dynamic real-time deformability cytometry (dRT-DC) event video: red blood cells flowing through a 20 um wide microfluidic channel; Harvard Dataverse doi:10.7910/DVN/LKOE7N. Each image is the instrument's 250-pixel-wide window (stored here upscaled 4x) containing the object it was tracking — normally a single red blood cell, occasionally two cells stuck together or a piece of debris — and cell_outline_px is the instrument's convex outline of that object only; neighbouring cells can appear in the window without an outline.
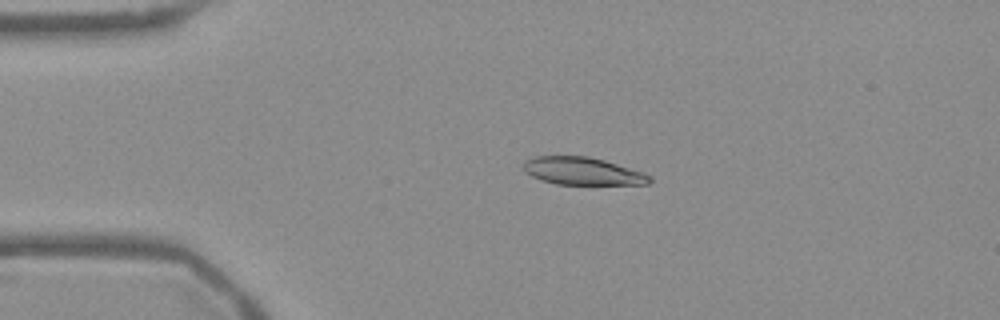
{"species": "Egyptian fruit bat (a non-hibernating species)", "species_latin": "Rousettus aegyptiacus", "temperature_condition": "warm", "stored_images_in_passage": 53, "camera_frame_rate_fps": 3000, "um_per_image_px": 0.085, "frame": {"image": 1, "passage_image": 11, "time_ms": 3.333, "image_size_px": [1000, 320], "cell_outline_px": [[652, 180], [648, 184], [556, 184], [540, 180], [524, 172], [524, 160], [536, 156], [588, 156], [604, 160], [644, 172], [652, 176]], "centroid_in_image_um": [49.52, 14.54], "position_along_channel_um": 35.5, "area_um2": 20.35}}
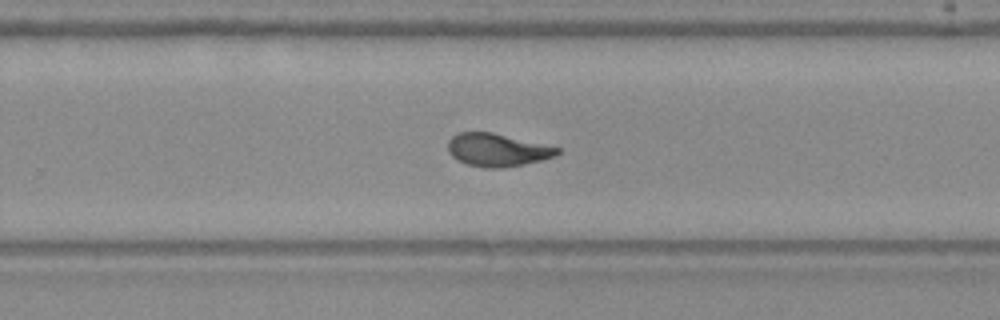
{"frame": {"image": 2, "passage_image": 34, "time_ms": 11.0, "image_size_px": [1000, 320], "cell_outline_px": [[560, 152], [556, 156], [524, 164], [500, 168], [492, 168], [468, 164], [452, 156], [448, 152], [448, 140], [452, 136], [460, 132], [492, 132], [560, 148]], "centroid_in_image_um": [42.26, 12.73], "position_along_channel_um": 287.5, "area_um2": 20.63}}
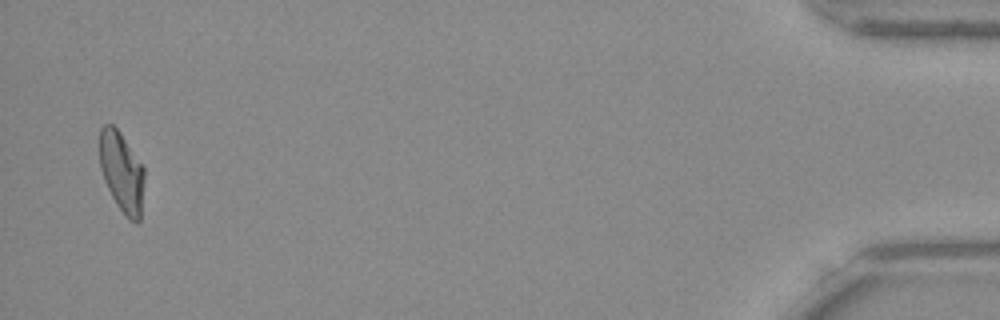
{"frame": {"image": 3, "passage_image": 52, "time_ms": 17.0, "image_size_px": [1000, 320], "cell_outline_px": [[144, 180], [140, 220], [136, 224], [128, 220], [124, 216], [116, 204], [104, 180], [100, 168], [100, 128], [104, 124], [112, 124], [120, 132], [144, 168]], "centroid_in_image_um": [10.35, 14.66], "position_along_channel_um": 424.9, "area_um2": 20.92}, "authors_computed_cell_mechanics": {"area_um2": 21.2704, "velocity_mm_per_s": 3.7672, "shape_relaxation_time_tau1_ms": 9.4714, "shape_relaxation_time_tau2_ms": 1.7963, "deformation_change_tau1": 0.2572, "deformation_change_tau2": 0.0686}}